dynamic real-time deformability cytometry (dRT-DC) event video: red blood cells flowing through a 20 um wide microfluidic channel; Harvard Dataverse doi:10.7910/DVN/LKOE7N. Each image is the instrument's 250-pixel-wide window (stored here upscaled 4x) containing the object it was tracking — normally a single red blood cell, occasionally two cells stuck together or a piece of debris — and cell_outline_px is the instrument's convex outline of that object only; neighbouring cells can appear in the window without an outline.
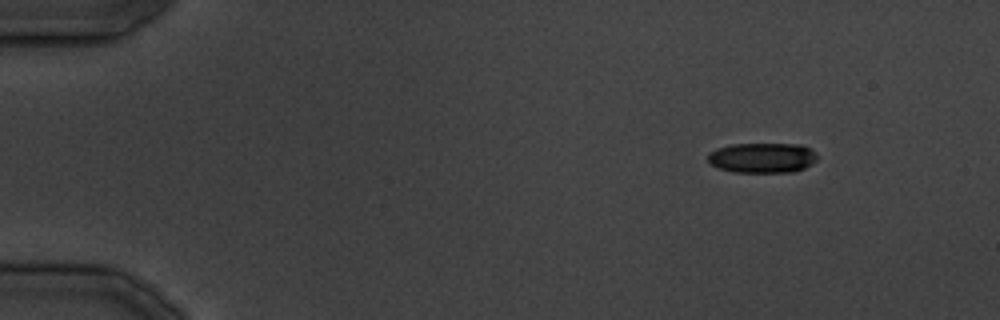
{"species": "common noctule bat (a hibernating species)", "species_latin": "Nyctalus noctula", "temperature_condition": "cold", "stored_images_in_passage": 32, "camera_frame_rate_fps": 3000, "um_per_image_px": 0.085, "animal": {"sex": "male", "body_mass_g": 19.5, "forearm_length_mm": 54.6}, "frame": {"image": 1, "passage_image": 1, "time_ms": 0.0, "image_size_px": [1000, 320], "cell_outline_px": [[816, 160], [812, 164], [804, 168], [792, 172], [732, 172], [720, 168], [712, 164], [708, 160], [708, 152], [716, 148], [732, 144], [800, 144], [812, 148], [816, 156]], "centroid_in_image_um": [64.8, 13.4], "position_along_channel_um": 20.2, "area_um2": 19.25}}
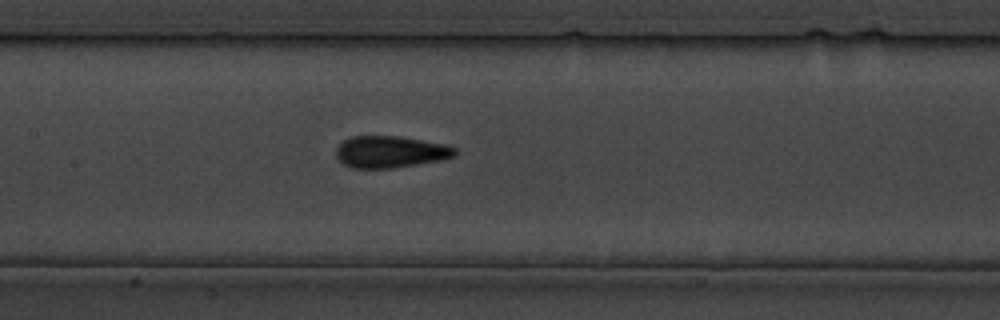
{"frame": {"image": 2, "passage_image": 15, "time_ms": 16.667, "image_size_px": [1000, 320], "cell_outline_px": [[456, 156], [440, 160], [392, 168], [352, 168], [344, 164], [336, 156], [336, 148], [344, 140], [352, 136], [400, 136], [444, 144], [456, 148]], "centroid_in_image_um": [33.17, 12.9], "position_along_channel_um": 174.2, "area_um2": 21.91}}
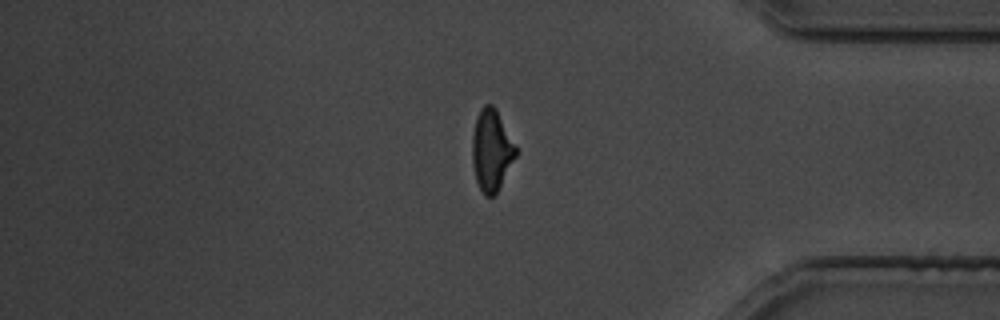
{"frame": {"image": 3, "passage_image": 28, "time_ms": 32.333, "image_size_px": [1000, 320], "cell_outline_px": [[516, 156], [496, 196], [484, 196], [476, 180], [472, 164], [472, 136], [476, 116], [480, 108], [484, 104], [492, 104], [496, 108], [516, 148]], "centroid_in_image_um": [41.76, 12.78], "position_along_channel_um": 393.4, "area_um2": 20.75}}